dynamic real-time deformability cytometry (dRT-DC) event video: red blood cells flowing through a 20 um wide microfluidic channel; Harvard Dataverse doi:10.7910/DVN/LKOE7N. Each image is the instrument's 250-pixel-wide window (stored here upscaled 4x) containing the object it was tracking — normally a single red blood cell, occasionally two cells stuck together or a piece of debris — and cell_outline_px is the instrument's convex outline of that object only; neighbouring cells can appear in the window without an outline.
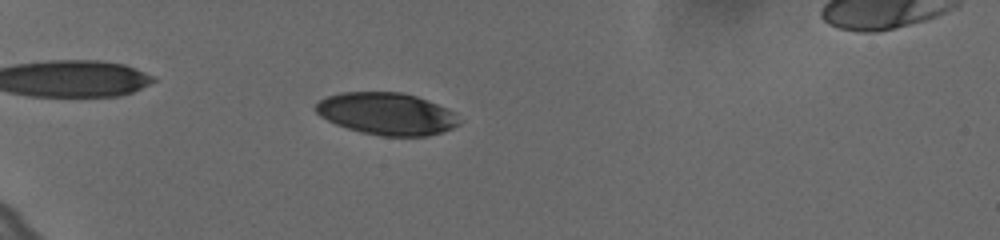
{"species": "human", "species_latin": "Homo sapiens", "temperature_condition": "cold", "stored_images_in_passage": 61, "camera_frame_rate_fps": 3000, "um_per_image_px": 0.085, "donor": {"sex": "female"}, "frame": {"image": 1, "passage_image": 21, "time_ms": 6.667, "image_size_px": [1000, 240], "cell_outline_px": [[460, 124], [452, 128], [428, 136], [380, 136], [360, 132], [336, 124], [320, 116], [316, 112], [316, 104], [320, 100], [328, 96], [340, 92], [400, 92], [416, 96], [428, 100], [456, 112]], "centroid_in_image_um": [32.88, 9.67], "position_along_channel_um": 52.1, "area_um2": 35.2}}
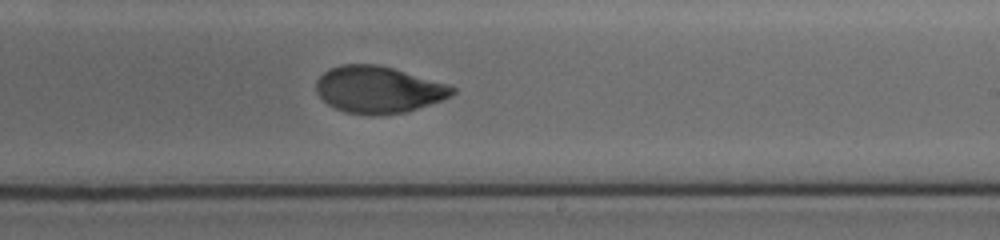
{"frame": {"image": 2, "passage_image": 41, "time_ms": 13.333, "image_size_px": [1000, 240], "cell_outline_px": [[456, 92], [452, 96], [408, 112], [376, 116], [372, 116], [344, 112], [328, 104], [316, 92], [316, 80], [328, 68], [340, 64], [380, 64], [448, 84], [456, 88]], "centroid_in_image_um": [32.17, 7.62], "position_along_channel_um": 256.8, "area_um2": 37.57}}
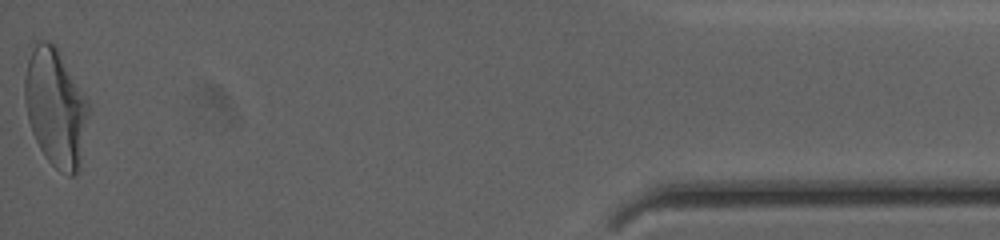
{"frame": {"image": 3, "passage_image": 61, "time_ms": 20.0, "image_size_px": [1000, 240], "cell_outline_px": [[88, 116], [80, 168], [72, 176], [68, 176], [60, 172], [44, 156], [32, 132], [28, 120], [24, 100], [24, 80], [28, 60], [32, 48], [36, 40], [48, 40], [56, 48], [88, 100]], "centroid_in_image_um": [4.71, 9.17], "position_along_channel_um": 430.5, "area_um2": 43.58}, "authors_computed_cell_mechanics": {"area_um2": 36.9342, "velocity_mm_per_s": 3.6244, "shape_relaxation_time_tau1_ms": 4.7277, "shape_relaxation_time_tau2_ms": 1.4707, "deformation_change_tau1": 0.2009, "deformation_change_tau2": 0.0513}}